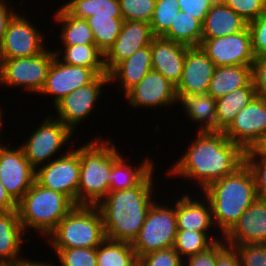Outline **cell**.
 <instances>
[{"label": "cell", "mask_w": 266, "mask_h": 266, "mask_svg": "<svg viewBox=\"0 0 266 266\" xmlns=\"http://www.w3.org/2000/svg\"><path fill=\"white\" fill-rule=\"evenodd\" d=\"M92 29L96 46L106 54L114 45L123 24L122 17H89L87 19Z\"/></svg>", "instance_id": "d590c367"}, {"label": "cell", "mask_w": 266, "mask_h": 266, "mask_svg": "<svg viewBox=\"0 0 266 266\" xmlns=\"http://www.w3.org/2000/svg\"><path fill=\"white\" fill-rule=\"evenodd\" d=\"M252 80L257 96L266 99V54L256 57L252 66Z\"/></svg>", "instance_id": "7dc6e473"}, {"label": "cell", "mask_w": 266, "mask_h": 266, "mask_svg": "<svg viewBox=\"0 0 266 266\" xmlns=\"http://www.w3.org/2000/svg\"><path fill=\"white\" fill-rule=\"evenodd\" d=\"M154 172L133 188L108 192L97 204L106 238L131 244L137 239L150 207L158 200Z\"/></svg>", "instance_id": "7a4b0ae2"}, {"label": "cell", "mask_w": 266, "mask_h": 266, "mask_svg": "<svg viewBox=\"0 0 266 266\" xmlns=\"http://www.w3.org/2000/svg\"><path fill=\"white\" fill-rule=\"evenodd\" d=\"M128 107L157 109L173 107L179 104L176 86L159 72L151 70L124 96Z\"/></svg>", "instance_id": "4fadbf2b"}, {"label": "cell", "mask_w": 266, "mask_h": 266, "mask_svg": "<svg viewBox=\"0 0 266 266\" xmlns=\"http://www.w3.org/2000/svg\"><path fill=\"white\" fill-rule=\"evenodd\" d=\"M97 76L92 68L69 65L55 55L39 95L52 96L51 106L54 107L66 95L91 83Z\"/></svg>", "instance_id": "2e32d148"}, {"label": "cell", "mask_w": 266, "mask_h": 266, "mask_svg": "<svg viewBox=\"0 0 266 266\" xmlns=\"http://www.w3.org/2000/svg\"><path fill=\"white\" fill-rule=\"evenodd\" d=\"M11 143L0 148V181L11 198L18 203L35 181L36 170L25 157L23 149Z\"/></svg>", "instance_id": "5bb4252c"}, {"label": "cell", "mask_w": 266, "mask_h": 266, "mask_svg": "<svg viewBox=\"0 0 266 266\" xmlns=\"http://www.w3.org/2000/svg\"><path fill=\"white\" fill-rule=\"evenodd\" d=\"M190 147L168 168L167 177H180L200 189L232 174L244 163V150L231 142L224 132H197ZM173 176V177H172ZM189 180V181H188ZM200 190V191H199Z\"/></svg>", "instance_id": "6da1fadb"}, {"label": "cell", "mask_w": 266, "mask_h": 266, "mask_svg": "<svg viewBox=\"0 0 266 266\" xmlns=\"http://www.w3.org/2000/svg\"><path fill=\"white\" fill-rule=\"evenodd\" d=\"M233 247L241 266H266V244H245Z\"/></svg>", "instance_id": "b9f144b4"}, {"label": "cell", "mask_w": 266, "mask_h": 266, "mask_svg": "<svg viewBox=\"0 0 266 266\" xmlns=\"http://www.w3.org/2000/svg\"><path fill=\"white\" fill-rule=\"evenodd\" d=\"M122 155L114 164L109 174V192L125 190L139 185L156 167L152 157H145L138 165L131 166V162ZM136 165V166H135Z\"/></svg>", "instance_id": "484cf974"}, {"label": "cell", "mask_w": 266, "mask_h": 266, "mask_svg": "<svg viewBox=\"0 0 266 266\" xmlns=\"http://www.w3.org/2000/svg\"><path fill=\"white\" fill-rule=\"evenodd\" d=\"M154 35L150 23L124 20L114 45L105 54V68L109 73L119 62L137 50L151 44Z\"/></svg>", "instance_id": "d6986e66"}, {"label": "cell", "mask_w": 266, "mask_h": 266, "mask_svg": "<svg viewBox=\"0 0 266 266\" xmlns=\"http://www.w3.org/2000/svg\"><path fill=\"white\" fill-rule=\"evenodd\" d=\"M2 75H3V57H2L1 45H0V84L2 80Z\"/></svg>", "instance_id": "9f6ffc18"}, {"label": "cell", "mask_w": 266, "mask_h": 266, "mask_svg": "<svg viewBox=\"0 0 266 266\" xmlns=\"http://www.w3.org/2000/svg\"><path fill=\"white\" fill-rule=\"evenodd\" d=\"M219 240H222V236L214 235L211 232L177 230L173 248L184 260L206 251Z\"/></svg>", "instance_id": "e575fe53"}, {"label": "cell", "mask_w": 266, "mask_h": 266, "mask_svg": "<svg viewBox=\"0 0 266 266\" xmlns=\"http://www.w3.org/2000/svg\"><path fill=\"white\" fill-rule=\"evenodd\" d=\"M189 47L163 37H154L151 42L152 70L166 77L177 86L182 77L186 51Z\"/></svg>", "instance_id": "7402d4cb"}, {"label": "cell", "mask_w": 266, "mask_h": 266, "mask_svg": "<svg viewBox=\"0 0 266 266\" xmlns=\"http://www.w3.org/2000/svg\"><path fill=\"white\" fill-rule=\"evenodd\" d=\"M253 65L216 67L207 94L217 99L236 89L246 87L252 81Z\"/></svg>", "instance_id": "83f0119b"}, {"label": "cell", "mask_w": 266, "mask_h": 266, "mask_svg": "<svg viewBox=\"0 0 266 266\" xmlns=\"http://www.w3.org/2000/svg\"><path fill=\"white\" fill-rule=\"evenodd\" d=\"M255 57L266 54V12L248 23Z\"/></svg>", "instance_id": "7bdbcfd3"}, {"label": "cell", "mask_w": 266, "mask_h": 266, "mask_svg": "<svg viewBox=\"0 0 266 266\" xmlns=\"http://www.w3.org/2000/svg\"><path fill=\"white\" fill-rule=\"evenodd\" d=\"M180 11L186 12L189 16L198 19L202 24L213 5L212 0H178Z\"/></svg>", "instance_id": "bcb514c9"}, {"label": "cell", "mask_w": 266, "mask_h": 266, "mask_svg": "<svg viewBox=\"0 0 266 266\" xmlns=\"http://www.w3.org/2000/svg\"><path fill=\"white\" fill-rule=\"evenodd\" d=\"M109 84V74L98 75L91 83L81 86L62 98L53 108L57 112L54 117L74 133L77 126H80L82 121L84 124L87 117L96 111V105L103 96V89L105 87L106 90V85Z\"/></svg>", "instance_id": "30bf717a"}, {"label": "cell", "mask_w": 266, "mask_h": 266, "mask_svg": "<svg viewBox=\"0 0 266 266\" xmlns=\"http://www.w3.org/2000/svg\"><path fill=\"white\" fill-rule=\"evenodd\" d=\"M244 159L266 160V133L244 152Z\"/></svg>", "instance_id": "681fc988"}, {"label": "cell", "mask_w": 266, "mask_h": 266, "mask_svg": "<svg viewBox=\"0 0 266 266\" xmlns=\"http://www.w3.org/2000/svg\"><path fill=\"white\" fill-rule=\"evenodd\" d=\"M152 70L151 44L119 62L108 74L109 82L125 95ZM116 82V83H115Z\"/></svg>", "instance_id": "603a6c76"}, {"label": "cell", "mask_w": 266, "mask_h": 266, "mask_svg": "<svg viewBox=\"0 0 266 266\" xmlns=\"http://www.w3.org/2000/svg\"><path fill=\"white\" fill-rule=\"evenodd\" d=\"M224 133L231 142L244 151L248 150L266 133V99L256 96L237 114Z\"/></svg>", "instance_id": "e0dca14e"}, {"label": "cell", "mask_w": 266, "mask_h": 266, "mask_svg": "<svg viewBox=\"0 0 266 266\" xmlns=\"http://www.w3.org/2000/svg\"><path fill=\"white\" fill-rule=\"evenodd\" d=\"M23 266H57V265H55V261H54V263L52 262L51 263V261H38V260H34V259H30V258H28V259H23Z\"/></svg>", "instance_id": "f5cc1de1"}, {"label": "cell", "mask_w": 266, "mask_h": 266, "mask_svg": "<svg viewBox=\"0 0 266 266\" xmlns=\"http://www.w3.org/2000/svg\"><path fill=\"white\" fill-rule=\"evenodd\" d=\"M222 239L228 246L266 244V202L256 199Z\"/></svg>", "instance_id": "ffe728a7"}, {"label": "cell", "mask_w": 266, "mask_h": 266, "mask_svg": "<svg viewBox=\"0 0 266 266\" xmlns=\"http://www.w3.org/2000/svg\"><path fill=\"white\" fill-rule=\"evenodd\" d=\"M64 63L92 68L98 75L108 74L105 68V54L96 44L61 46L54 50Z\"/></svg>", "instance_id": "4dcf8cb0"}, {"label": "cell", "mask_w": 266, "mask_h": 266, "mask_svg": "<svg viewBox=\"0 0 266 266\" xmlns=\"http://www.w3.org/2000/svg\"><path fill=\"white\" fill-rule=\"evenodd\" d=\"M228 245L222 240L215 242L206 251L192 255L183 260V266H216L217 256Z\"/></svg>", "instance_id": "ee69618b"}, {"label": "cell", "mask_w": 266, "mask_h": 266, "mask_svg": "<svg viewBox=\"0 0 266 266\" xmlns=\"http://www.w3.org/2000/svg\"><path fill=\"white\" fill-rule=\"evenodd\" d=\"M105 239L103 218L98 207L75 205L45 243L51 248H97Z\"/></svg>", "instance_id": "8992f818"}, {"label": "cell", "mask_w": 266, "mask_h": 266, "mask_svg": "<svg viewBox=\"0 0 266 266\" xmlns=\"http://www.w3.org/2000/svg\"><path fill=\"white\" fill-rule=\"evenodd\" d=\"M80 174L79 146L36 170L35 180L45 188L66 195L77 205Z\"/></svg>", "instance_id": "8fae6325"}, {"label": "cell", "mask_w": 266, "mask_h": 266, "mask_svg": "<svg viewBox=\"0 0 266 266\" xmlns=\"http://www.w3.org/2000/svg\"><path fill=\"white\" fill-rule=\"evenodd\" d=\"M224 3L248 23L266 12V0H224Z\"/></svg>", "instance_id": "ab89813d"}, {"label": "cell", "mask_w": 266, "mask_h": 266, "mask_svg": "<svg viewBox=\"0 0 266 266\" xmlns=\"http://www.w3.org/2000/svg\"><path fill=\"white\" fill-rule=\"evenodd\" d=\"M186 190L185 193H180L181 196L177 195V200H175L177 229L215 233L209 200L203 194L202 197H197L198 194L196 195L192 190L193 195H189Z\"/></svg>", "instance_id": "44dd1931"}, {"label": "cell", "mask_w": 266, "mask_h": 266, "mask_svg": "<svg viewBox=\"0 0 266 266\" xmlns=\"http://www.w3.org/2000/svg\"><path fill=\"white\" fill-rule=\"evenodd\" d=\"M244 163L254 176L257 199L266 202V160L244 159Z\"/></svg>", "instance_id": "f6af8a7d"}, {"label": "cell", "mask_w": 266, "mask_h": 266, "mask_svg": "<svg viewBox=\"0 0 266 266\" xmlns=\"http://www.w3.org/2000/svg\"><path fill=\"white\" fill-rule=\"evenodd\" d=\"M123 20L151 22L156 0H119Z\"/></svg>", "instance_id": "f35d334b"}, {"label": "cell", "mask_w": 266, "mask_h": 266, "mask_svg": "<svg viewBox=\"0 0 266 266\" xmlns=\"http://www.w3.org/2000/svg\"><path fill=\"white\" fill-rule=\"evenodd\" d=\"M214 3L224 2V0H212Z\"/></svg>", "instance_id": "6f0895ef"}, {"label": "cell", "mask_w": 266, "mask_h": 266, "mask_svg": "<svg viewBox=\"0 0 266 266\" xmlns=\"http://www.w3.org/2000/svg\"><path fill=\"white\" fill-rule=\"evenodd\" d=\"M216 266H241L236 250L227 246L218 256Z\"/></svg>", "instance_id": "f907efd6"}, {"label": "cell", "mask_w": 266, "mask_h": 266, "mask_svg": "<svg viewBox=\"0 0 266 266\" xmlns=\"http://www.w3.org/2000/svg\"><path fill=\"white\" fill-rule=\"evenodd\" d=\"M53 22L61 26L59 44L62 46L95 44L88 21L71 15L62 5L55 10Z\"/></svg>", "instance_id": "f546056e"}, {"label": "cell", "mask_w": 266, "mask_h": 266, "mask_svg": "<svg viewBox=\"0 0 266 266\" xmlns=\"http://www.w3.org/2000/svg\"><path fill=\"white\" fill-rule=\"evenodd\" d=\"M200 47L217 67L253 65L256 59L248 27L235 34L201 40Z\"/></svg>", "instance_id": "9a60e30c"}, {"label": "cell", "mask_w": 266, "mask_h": 266, "mask_svg": "<svg viewBox=\"0 0 266 266\" xmlns=\"http://www.w3.org/2000/svg\"><path fill=\"white\" fill-rule=\"evenodd\" d=\"M138 266H183V259L171 247L141 256Z\"/></svg>", "instance_id": "60d3db41"}, {"label": "cell", "mask_w": 266, "mask_h": 266, "mask_svg": "<svg viewBox=\"0 0 266 266\" xmlns=\"http://www.w3.org/2000/svg\"><path fill=\"white\" fill-rule=\"evenodd\" d=\"M159 203V204H158ZM156 202L150 207L146 220L132 246L138 259L150 252L168 249L174 246L177 233L175 201ZM166 204V205H164ZM169 205V206H168Z\"/></svg>", "instance_id": "ba28073f"}, {"label": "cell", "mask_w": 266, "mask_h": 266, "mask_svg": "<svg viewBox=\"0 0 266 266\" xmlns=\"http://www.w3.org/2000/svg\"><path fill=\"white\" fill-rule=\"evenodd\" d=\"M139 259L131 243L106 238L97 247V266H138Z\"/></svg>", "instance_id": "1f68e13d"}, {"label": "cell", "mask_w": 266, "mask_h": 266, "mask_svg": "<svg viewBox=\"0 0 266 266\" xmlns=\"http://www.w3.org/2000/svg\"><path fill=\"white\" fill-rule=\"evenodd\" d=\"M79 146L80 174L77 205L97 206L109 192V174L123 155L113 139L98 137Z\"/></svg>", "instance_id": "277c9868"}, {"label": "cell", "mask_w": 266, "mask_h": 266, "mask_svg": "<svg viewBox=\"0 0 266 266\" xmlns=\"http://www.w3.org/2000/svg\"><path fill=\"white\" fill-rule=\"evenodd\" d=\"M26 235L17 210L0 212V262L28 259L26 255H21L22 245L30 242Z\"/></svg>", "instance_id": "cb8c5ba5"}, {"label": "cell", "mask_w": 266, "mask_h": 266, "mask_svg": "<svg viewBox=\"0 0 266 266\" xmlns=\"http://www.w3.org/2000/svg\"><path fill=\"white\" fill-rule=\"evenodd\" d=\"M163 38L184 44L188 47H200L202 23L186 12L179 11Z\"/></svg>", "instance_id": "d6a6232c"}, {"label": "cell", "mask_w": 266, "mask_h": 266, "mask_svg": "<svg viewBox=\"0 0 266 266\" xmlns=\"http://www.w3.org/2000/svg\"><path fill=\"white\" fill-rule=\"evenodd\" d=\"M60 266H97V248H51Z\"/></svg>", "instance_id": "74e56055"}, {"label": "cell", "mask_w": 266, "mask_h": 266, "mask_svg": "<svg viewBox=\"0 0 266 266\" xmlns=\"http://www.w3.org/2000/svg\"><path fill=\"white\" fill-rule=\"evenodd\" d=\"M0 266H23V259H19L13 262H0Z\"/></svg>", "instance_id": "11a10c76"}, {"label": "cell", "mask_w": 266, "mask_h": 266, "mask_svg": "<svg viewBox=\"0 0 266 266\" xmlns=\"http://www.w3.org/2000/svg\"><path fill=\"white\" fill-rule=\"evenodd\" d=\"M42 120L36 125L37 128L31 131L29 137L26 136L27 140L19 145L35 170L57 158V154L58 156L66 154L72 148L68 143L71 141V145L73 144L70 139L76 134L55 118L54 114H48ZM65 145H69L67 147L69 149L63 151Z\"/></svg>", "instance_id": "52a82bcc"}, {"label": "cell", "mask_w": 266, "mask_h": 266, "mask_svg": "<svg viewBox=\"0 0 266 266\" xmlns=\"http://www.w3.org/2000/svg\"><path fill=\"white\" fill-rule=\"evenodd\" d=\"M12 210H17V203L11 198L0 181V212H8Z\"/></svg>", "instance_id": "816d5d0a"}, {"label": "cell", "mask_w": 266, "mask_h": 266, "mask_svg": "<svg viewBox=\"0 0 266 266\" xmlns=\"http://www.w3.org/2000/svg\"><path fill=\"white\" fill-rule=\"evenodd\" d=\"M74 207L75 204L66 195L43 187L36 180L17 203L24 232L34 230L41 238L44 237L43 240Z\"/></svg>", "instance_id": "5b68a950"}, {"label": "cell", "mask_w": 266, "mask_h": 266, "mask_svg": "<svg viewBox=\"0 0 266 266\" xmlns=\"http://www.w3.org/2000/svg\"><path fill=\"white\" fill-rule=\"evenodd\" d=\"M257 96L253 80L243 88L236 89L216 99L217 132H224L237 114Z\"/></svg>", "instance_id": "f1b7e54d"}, {"label": "cell", "mask_w": 266, "mask_h": 266, "mask_svg": "<svg viewBox=\"0 0 266 266\" xmlns=\"http://www.w3.org/2000/svg\"><path fill=\"white\" fill-rule=\"evenodd\" d=\"M180 11L178 0H156V6L151 18V30L154 37H163L174 22Z\"/></svg>", "instance_id": "8d00e7d4"}, {"label": "cell", "mask_w": 266, "mask_h": 266, "mask_svg": "<svg viewBox=\"0 0 266 266\" xmlns=\"http://www.w3.org/2000/svg\"><path fill=\"white\" fill-rule=\"evenodd\" d=\"M22 12H18L7 26L1 43L3 60L32 57L48 46L44 43L43 31L32 23L28 14Z\"/></svg>", "instance_id": "7c38bea8"}, {"label": "cell", "mask_w": 266, "mask_h": 266, "mask_svg": "<svg viewBox=\"0 0 266 266\" xmlns=\"http://www.w3.org/2000/svg\"><path fill=\"white\" fill-rule=\"evenodd\" d=\"M179 105L189 122L198 124L197 132H217L216 99L209 94L183 97ZM189 118V119H188Z\"/></svg>", "instance_id": "4316f807"}, {"label": "cell", "mask_w": 266, "mask_h": 266, "mask_svg": "<svg viewBox=\"0 0 266 266\" xmlns=\"http://www.w3.org/2000/svg\"><path fill=\"white\" fill-rule=\"evenodd\" d=\"M2 108H3V107L0 106V138H1V140H3V139H2V137H3V134H2L3 131H2V129H3L4 126H5V124H4V123H5V120L3 119V118H4V116H3V115H4V112H3ZM1 131H2V132H1ZM1 140H0V148L5 144V143H4L5 141H4V140L1 141Z\"/></svg>", "instance_id": "db71d44e"}, {"label": "cell", "mask_w": 266, "mask_h": 266, "mask_svg": "<svg viewBox=\"0 0 266 266\" xmlns=\"http://www.w3.org/2000/svg\"><path fill=\"white\" fill-rule=\"evenodd\" d=\"M62 6L77 18L122 17L119 0H67Z\"/></svg>", "instance_id": "836d02e7"}, {"label": "cell", "mask_w": 266, "mask_h": 266, "mask_svg": "<svg viewBox=\"0 0 266 266\" xmlns=\"http://www.w3.org/2000/svg\"><path fill=\"white\" fill-rule=\"evenodd\" d=\"M248 22L224 2L213 3L202 24V38L207 40L244 31Z\"/></svg>", "instance_id": "d4e9b609"}, {"label": "cell", "mask_w": 266, "mask_h": 266, "mask_svg": "<svg viewBox=\"0 0 266 266\" xmlns=\"http://www.w3.org/2000/svg\"><path fill=\"white\" fill-rule=\"evenodd\" d=\"M216 67L201 47H189L185 55L182 77L176 86L178 100L186 96L207 94Z\"/></svg>", "instance_id": "ac0fdd59"}, {"label": "cell", "mask_w": 266, "mask_h": 266, "mask_svg": "<svg viewBox=\"0 0 266 266\" xmlns=\"http://www.w3.org/2000/svg\"><path fill=\"white\" fill-rule=\"evenodd\" d=\"M8 1L9 2H7V0H0V45L4 39L9 22L18 13V9L16 12V7L13 6L15 2H13V0Z\"/></svg>", "instance_id": "c3c4849f"}, {"label": "cell", "mask_w": 266, "mask_h": 266, "mask_svg": "<svg viewBox=\"0 0 266 266\" xmlns=\"http://www.w3.org/2000/svg\"><path fill=\"white\" fill-rule=\"evenodd\" d=\"M198 194L209 200L214 226L222 237L257 199L254 176L245 163Z\"/></svg>", "instance_id": "3957f363"}, {"label": "cell", "mask_w": 266, "mask_h": 266, "mask_svg": "<svg viewBox=\"0 0 266 266\" xmlns=\"http://www.w3.org/2000/svg\"><path fill=\"white\" fill-rule=\"evenodd\" d=\"M52 50V51H51ZM55 57L54 49L48 47L41 53L26 58L3 60L2 86L26 90L34 96L44 87L48 70ZM36 93V94H35Z\"/></svg>", "instance_id": "9c48e42d"}]
</instances>
